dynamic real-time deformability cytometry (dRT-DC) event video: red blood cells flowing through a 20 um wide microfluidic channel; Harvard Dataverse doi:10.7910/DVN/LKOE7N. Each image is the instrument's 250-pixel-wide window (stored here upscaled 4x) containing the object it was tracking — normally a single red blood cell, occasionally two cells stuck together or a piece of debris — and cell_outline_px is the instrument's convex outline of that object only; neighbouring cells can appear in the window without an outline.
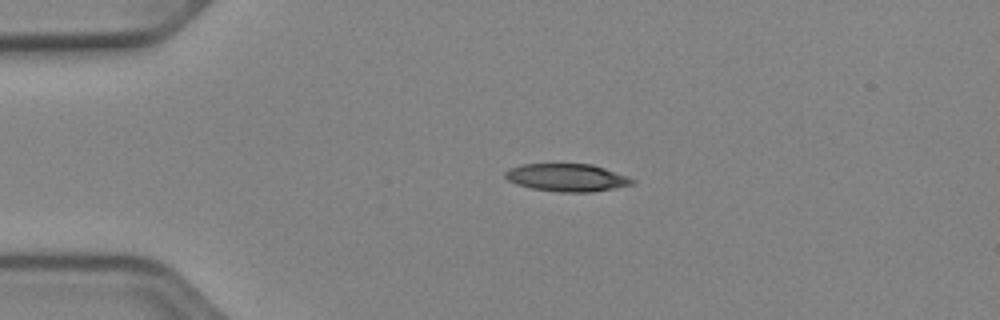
{"species": "Egyptian fruit bat (a non-hibernating species)", "species_latin": "Rousettus aegyptiacus", "temperature_condition": "cold", "stored_images_in_passage": 41, "camera_frame_rate_fps": 3000, "um_per_image_px": 0.085, "animal": {"sex": "female"}, "frame": {"image": 1, "passage_image": 1, "time_ms": 0.0, "image_size_px": [1000, 320], "cell_outline_px": [[636, 184], [616, 188], [592, 192], [560, 192], [532, 188], [516, 184], [508, 180], [504, 176], [504, 172], [512, 168], [524, 164], [592, 164], [604, 168], [636, 180]], "centroid_in_image_um": [48.22, 15.1], "position_along_channel_um": 36.8, "area_um2": 20.4}}
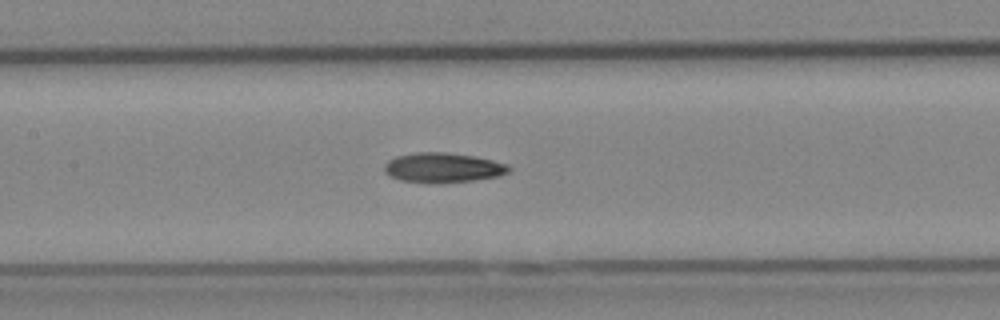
{"frame": {"image": 2, "passage_image": 14, "time_ms": 4.333, "image_size_px": [1000, 320], "cell_outline_px": [[512, 168], [508, 172], [500, 176], [472, 180], [400, 180], [384, 172], [384, 164], [388, 160], [396, 156], [416, 152], [444, 152], [476, 156], [508, 164]], "centroid_in_image_um": [37.68, 14.19], "position_along_channel_um": 169.7, "area_um2": 20.75}}
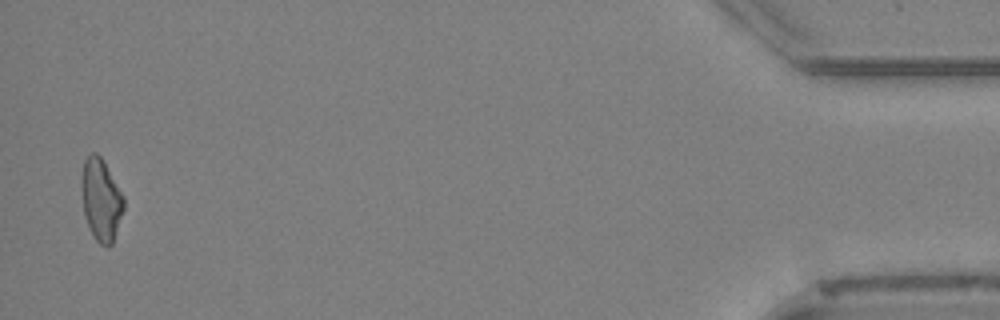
{"frame": {"image": 3, "passage_image": 40, "time_ms": 13.0, "image_size_px": [1000, 320], "cell_outline_px": [[124, 208], [112, 244], [108, 248], [100, 244], [96, 240], [84, 216], [80, 180], [84, 160], [92, 152], [96, 152], [100, 156], [124, 196]], "centroid_in_image_um": [8.57, 16.97], "position_along_channel_um": 426.6, "area_um2": 20.11}, "authors_computed_cell_mechanics": {"area_um2": 20.6346, "velocity_mm_per_s": 3.9615, "shape_relaxation_time_tau1_ms": 5.3928, "shape_relaxation_time_tau2_ms": 9.3612, "deformation_change_tau1": 0.171, "deformation_change_tau2": 0.2086}}